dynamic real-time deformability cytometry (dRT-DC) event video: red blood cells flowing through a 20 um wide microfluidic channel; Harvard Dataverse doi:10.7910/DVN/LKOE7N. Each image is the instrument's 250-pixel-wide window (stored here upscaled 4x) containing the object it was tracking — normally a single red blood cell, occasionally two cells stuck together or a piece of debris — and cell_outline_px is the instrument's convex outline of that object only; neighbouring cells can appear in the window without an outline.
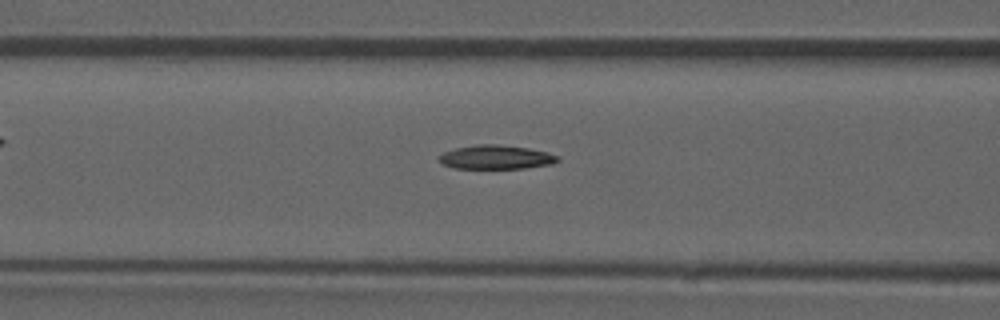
{"species": "common noctule bat (a hibernating species)", "species_latin": "Nyctalus noctula", "temperature_condition": "room temperature", "stored_images_in_passage": 45, "camera_frame_rate_fps": 3000, "um_per_image_px": 0.085, "animal": {"sex": "male", "forearm_length_mm": 52.5}, "frame": {"image": 1, "passage_image": 14, "time_ms": 4.333, "image_size_px": [1000, 320], "cell_outline_px": [[560, 160], [552, 164], [524, 168], [452, 168], [444, 164], [436, 156], [444, 152], [456, 148], [476, 144], [496, 144], [528, 148], [548, 152], [560, 156]], "centroid_in_image_um": [42.18, 13.35], "position_along_channel_um": 124.4, "area_um2": 16.59}}